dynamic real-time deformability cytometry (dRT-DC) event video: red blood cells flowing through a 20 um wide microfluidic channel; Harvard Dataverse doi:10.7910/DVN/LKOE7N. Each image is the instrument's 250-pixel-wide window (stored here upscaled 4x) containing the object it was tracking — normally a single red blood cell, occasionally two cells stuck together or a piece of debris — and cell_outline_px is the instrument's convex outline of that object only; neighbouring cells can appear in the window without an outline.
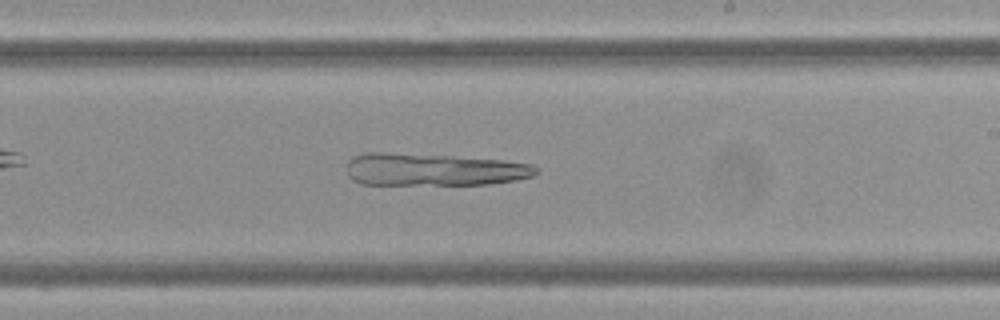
{"species": "Egyptian fruit bat (a non-hibernating species)", "species_latin": "Rousettus aegyptiacus", "temperature_condition": "cold", "stored_images_in_passage": 58, "camera_frame_rate_fps": 3000, "um_per_image_px": 0.085, "frame": {"image": 1, "passage_image": 34, "time_ms": 11.0, "image_size_px": [1000, 320], "cell_outline_px": [[540, 172], [532, 176], [516, 180], [492, 184], [360, 184], [352, 180], [348, 176], [348, 160], [352, 156], [364, 152], [384, 152], [448, 156], [504, 160], [532, 164], [540, 168]], "centroid_in_image_um": [36.87, 14.41], "position_along_channel_um": 252.1, "area_um2": 35.95}}